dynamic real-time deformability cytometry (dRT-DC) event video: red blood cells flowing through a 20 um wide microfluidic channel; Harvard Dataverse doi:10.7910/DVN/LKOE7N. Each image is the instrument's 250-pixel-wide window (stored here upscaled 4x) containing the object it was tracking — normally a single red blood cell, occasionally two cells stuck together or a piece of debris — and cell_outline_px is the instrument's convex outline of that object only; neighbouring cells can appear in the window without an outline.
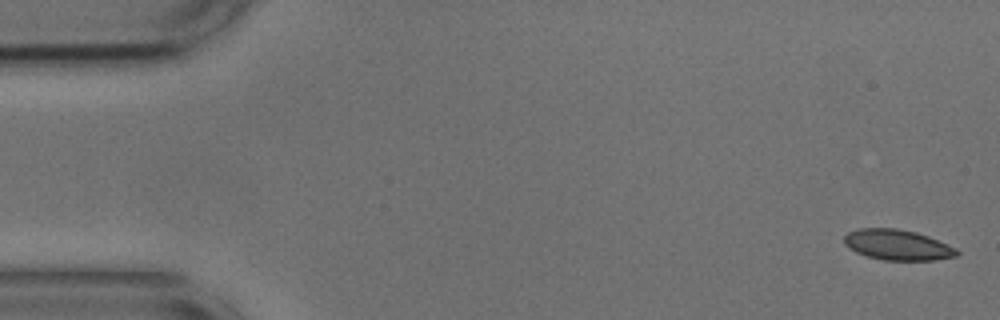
{"species": "common noctule bat (a hibernating species)", "species_latin": "Nyctalus noctula", "temperature_condition": "cold", "stored_images_in_passage": 54, "camera_frame_rate_fps": 3000, "um_per_image_px": 0.085, "animal": {"sex": "male", "body_mass_g": 17.9, "forearm_length_mm": 54.2}, "frame": {"image": 1, "passage_image": 1, "time_ms": 0.0, "image_size_px": [1000, 320], "cell_outline_px": [[960, 252], [956, 256], [932, 260], [884, 260], [868, 256], [856, 252], [848, 248], [844, 244], [844, 236], [848, 232], [856, 228], [896, 228], [916, 232], [928, 236], [956, 248]], "centroid_in_image_um": [76.25, 20.8], "position_along_channel_um": 8.7, "area_um2": 20.0}}
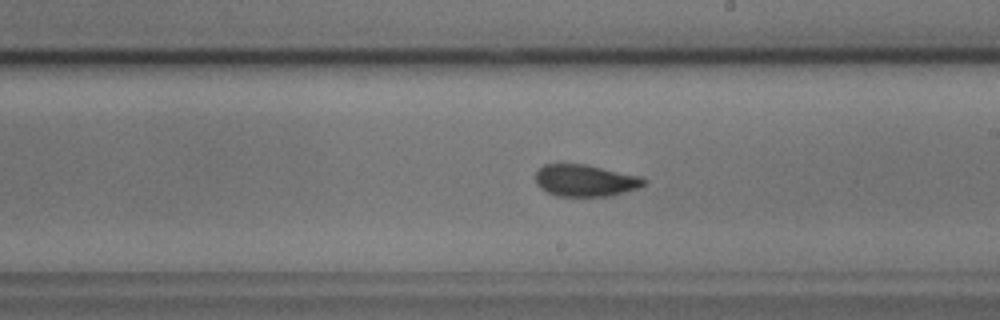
{"frame": {"image": 2, "passage_image": 30, "time_ms": 9.667, "image_size_px": [1000, 320], "cell_outline_px": [[648, 180], [640, 188], [612, 196], [556, 196], [540, 188], [536, 184], [536, 172], [544, 164], [584, 164], [644, 176]], "centroid_in_image_um": [49.81, 15.35], "position_along_channel_um": 239.2, "area_um2": 20.4}}
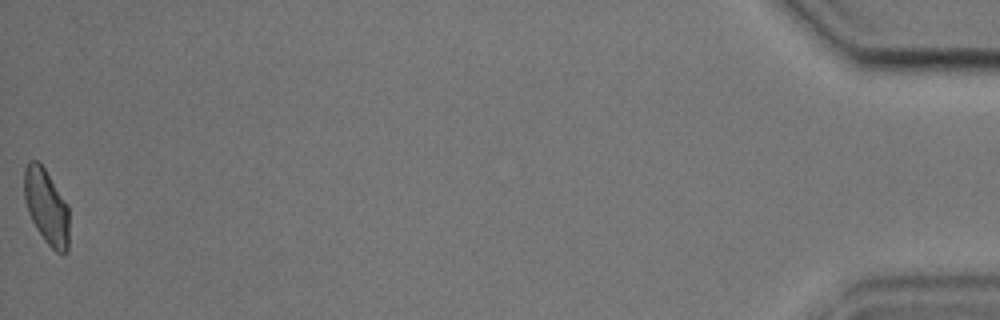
{"frame": {"image": 3, "passage_image": 54, "time_ms": 17.667, "image_size_px": [1000, 320], "cell_outline_px": [[68, 248], [64, 256], [60, 256], [44, 240], [36, 228], [28, 212], [24, 200], [24, 168], [28, 160], [40, 160], [68, 204]], "centroid_in_image_um": [3.94, 17.54], "position_along_channel_um": 431.3, "area_um2": 20.11}, "authors_computed_cell_mechanics": {"area_um2": 20.2589, "velocity_mm_per_s": 3.6486, "shape_relaxation_time_tau1_ms": 4.6434, "shape_relaxation_time_tau2_ms": 1.7263, "deformation_change_tau1": 0.1114, "deformation_change_tau2": 0.0425}}